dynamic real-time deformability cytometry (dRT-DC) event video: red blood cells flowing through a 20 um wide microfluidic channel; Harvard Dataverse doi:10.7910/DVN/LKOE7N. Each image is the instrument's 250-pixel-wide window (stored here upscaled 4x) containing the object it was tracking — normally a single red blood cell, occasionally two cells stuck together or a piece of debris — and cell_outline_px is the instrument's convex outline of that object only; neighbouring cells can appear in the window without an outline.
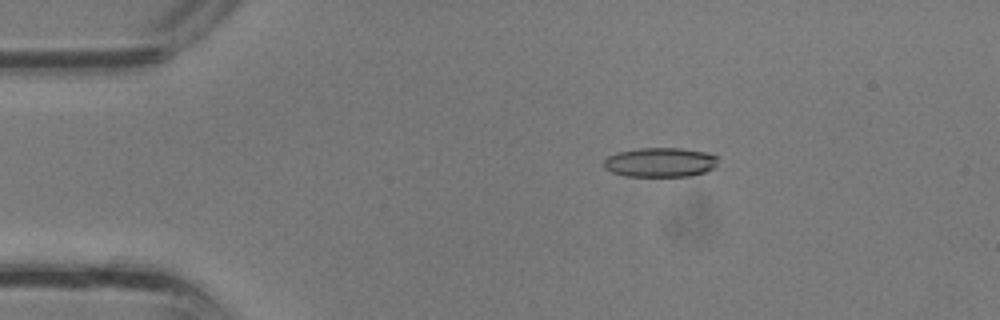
{"species": "common noctule bat (a hibernating species)", "species_latin": "Nyctalus noctula", "temperature_condition": "room temperature", "stored_images_in_passage": 35, "camera_frame_rate_fps": 3000, "um_per_image_px": 0.085, "animal": {"sex": "male", "body_mass_g": 13.3}, "frame": {"image": 1, "passage_image": 7, "time_ms": 2.0, "image_size_px": [1000, 320], "cell_outline_px": [[720, 156], [716, 168], [704, 172], [688, 176], [624, 176], [612, 172], [604, 168], [604, 160], [608, 156], [616, 152], [640, 148], [680, 148], [704, 152]], "centroid_in_image_um": [56.14, 13.79], "position_along_channel_um": 28.9, "area_um2": 19.77}}
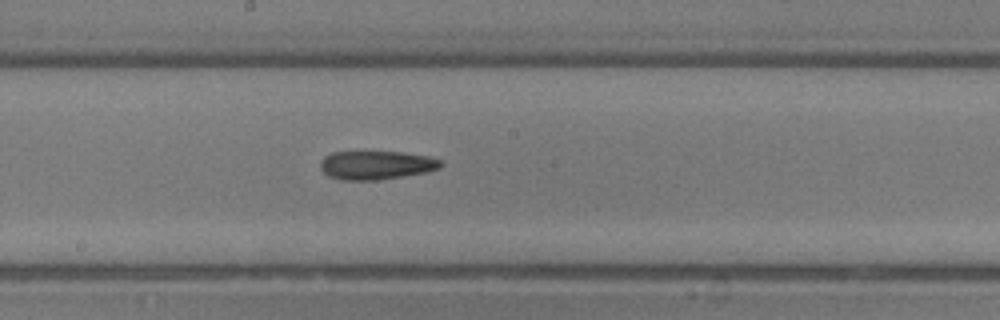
{"frame": {"image": 2, "passage_image": 19, "time_ms": 6.0, "image_size_px": [1000, 320], "cell_outline_px": [[444, 164], [440, 168], [428, 172], [376, 180], [340, 180], [328, 176], [320, 168], [320, 160], [324, 156], [332, 152], [400, 152], [428, 156], [440, 160]], "centroid_in_image_um": [31.97, 14.04], "position_along_channel_um": 216.2, "area_um2": 20.17}}
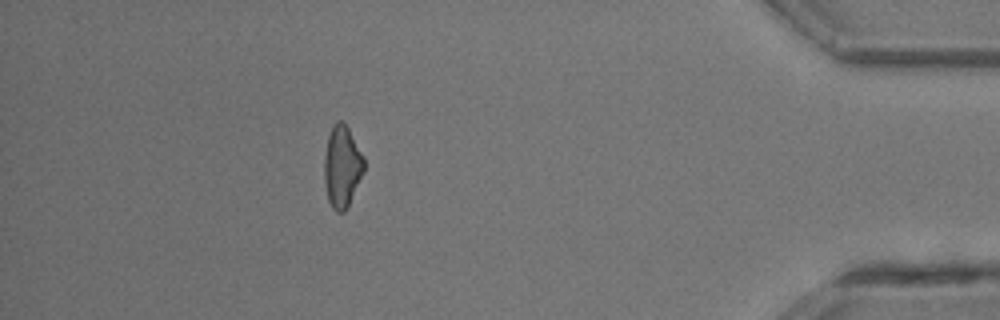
{"frame": {"image": 3, "passage_image": 31, "time_ms": 10.0, "image_size_px": [1000, 320], "cell_outline_px": [[364, 172], [344, 212], [336, 212], [332, 208], [328, 200], [324, 184], [324, 156], [328, 136], [332, 124], [336, 120], [340, 120], [348, 128], [364, 156]], "centroid_in_image_um": [29.06, 14.14], "position_along_channel_um": 406.1, "area_um2": 18.96}}